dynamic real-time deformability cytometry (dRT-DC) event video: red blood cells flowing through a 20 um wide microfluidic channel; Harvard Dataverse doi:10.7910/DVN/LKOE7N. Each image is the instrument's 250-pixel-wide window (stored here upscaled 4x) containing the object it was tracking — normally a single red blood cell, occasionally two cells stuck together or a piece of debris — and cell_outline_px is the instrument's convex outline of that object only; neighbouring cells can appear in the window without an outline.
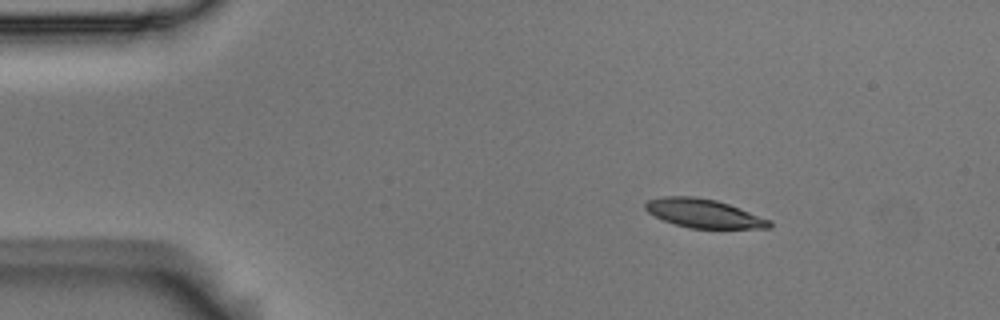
{"species": "Egyptian fruit bat (a non-hibernating species)", "species_latin": "Rousettus aegyptiacus", "temperature_condition": "room temperature", "stored_images_in_passage": 4, "camera_frame_rate_fps": 3000, "um_per_image_px": 0.085, "animal": {"sex": "male"}, "frame": {"image": 1, "passage_image": 1, "time_ms": 0.0, "image_size_px": [1000, 320], "cell_outline_px": [[772, 228], [688, 228], [664, 220], [648, 212], [644, 208], [644, 204], [648, 200], [664, 196], [696, 196], [716, 200], [740, 208], [772, 220]], "centroid_in_image_um": [59.84, 18.13], "position_along_channel_um": 25.2, "area_um2": 20.75}}
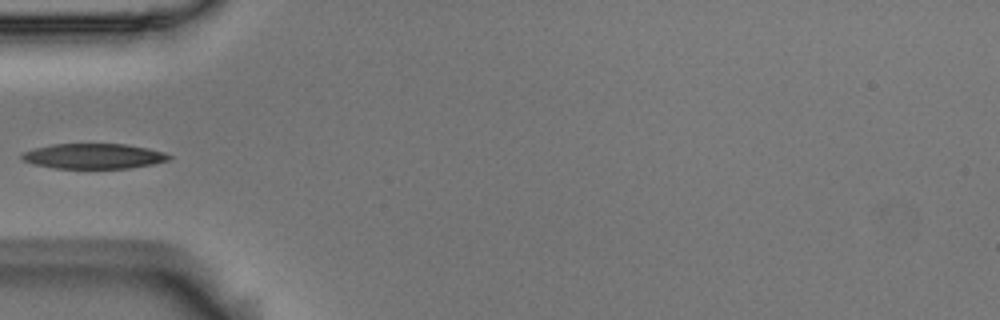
{"frame": {"image": 2, "passage_image": 4, "time_ms": 1.0, "image_size_px": [1000, 320], "cell_outline_px": [[172, 160], [152, 164], [128, 168], [56, 168], [32, 164], [24, 160], [20, 156], [24, 152], [36, 148], [52, 144], [128, 144], [148, 148], [164, 152], [172, 156]], "centroid_in_image_um": [8.01, 13.27], "position_along_channel_um": 77.0, "area_um2": 21.56}}